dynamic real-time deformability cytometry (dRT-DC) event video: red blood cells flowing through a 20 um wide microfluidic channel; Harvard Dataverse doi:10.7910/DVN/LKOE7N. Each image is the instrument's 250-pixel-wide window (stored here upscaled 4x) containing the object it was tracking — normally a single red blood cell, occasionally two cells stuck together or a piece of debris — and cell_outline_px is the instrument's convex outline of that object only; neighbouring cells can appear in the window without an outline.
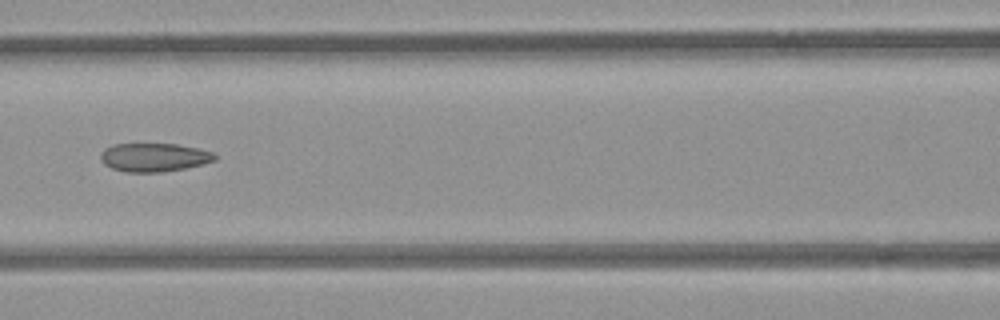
{"species": "common noctule bat (a hibernating species)", "species_latin": "Nyctalus noctula", "temperature_condition": "room temperature", "stored_images_in_passage": 7, "camera_frame_rate_fps": 3000, "um_per_image_px": 0.085, "animal": {"sex": "female", "body_mass_g": 21.9}, "frame": {"image": 1, "passage_image": 6, "time_ms": 1.667, "image_size_px": [1000, 320], "cell_outline_px": [[216, 160], [184, 168], [164, 172], [124, 172], [112, 168], [104, 164], [100, 160], [100, 152], [104, 148], [112, 144], [176, 144], [200, 148], [212, 152], [216, 156]], "centroid_in_image_um": [13.05, 13.37], "position_along_channel_um": 153.5, "area_um2": 19.07}}
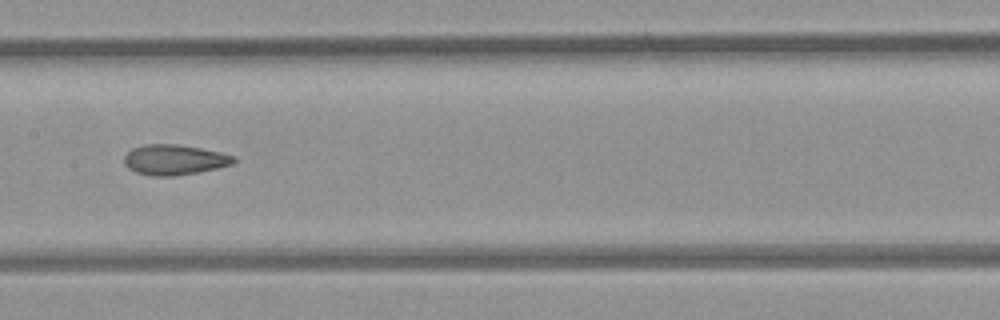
{"frame": {"image": 2, "passage_image": 7, "time_ms": 2.0, "image_size_px": [1000, 320], "cell_outline_px": [[236, 160], [232, 164], [216, 168], [176, 176], [152, 176], [136, 172], [128, 168], [124, 164], [124, 156], [132, 148], [144, 144], [176, 144], [200, 148], [220, 152], [236, 156]], "centroid_in_image_um": [14.8, 13.57], "position_along_channel_um": 192.6, "area_um2": 19.31}}